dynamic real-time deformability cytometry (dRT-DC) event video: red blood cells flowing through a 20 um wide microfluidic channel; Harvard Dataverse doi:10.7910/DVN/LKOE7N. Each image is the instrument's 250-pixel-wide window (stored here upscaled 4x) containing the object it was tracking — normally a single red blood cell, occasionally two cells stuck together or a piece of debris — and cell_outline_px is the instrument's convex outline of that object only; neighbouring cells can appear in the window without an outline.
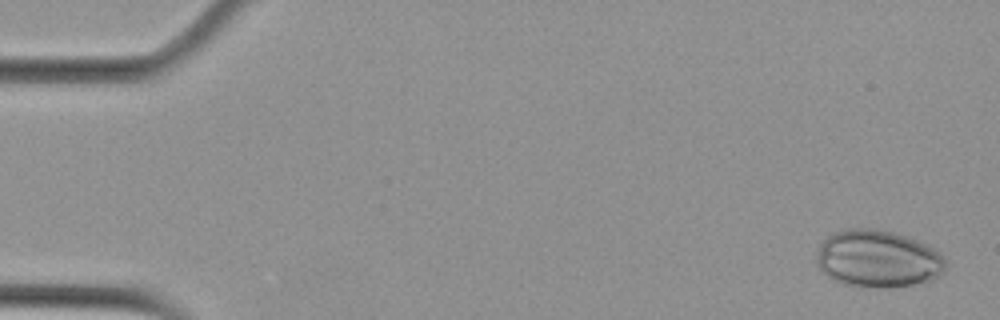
{"species": "Egyptian fruit bat (a non-hibernating species)", "species_latin": "Rousettus aegyptiacus", "temperature_condition": "cold", "stored_images_in_passage": 5, "segment_of_instrument_passage": [1, 2], "camera_frame_rate_fps": 3000, "um_per_image_px": 0.085, "animal": {"sex": "female"}, "frame": {"image": 1, "passage_image": 1, "time_ms": 0.0, "image_size_px": [1000, 320], "cell_outline_px": [[944, 268], [940, 276], [932, 280], [912, 284], [844, 284], [832, 280], [820, 268], [816, 260], [816, 256], [820, 244], [832, 232], [848, 228], [876, 228], [896, 232], [908, 236], [932, 248], [944, 260]], "centroid_in_image_um": [74.57, 21.93], "position_along_channel_um": 10.4, "area_um2": 41.96}}